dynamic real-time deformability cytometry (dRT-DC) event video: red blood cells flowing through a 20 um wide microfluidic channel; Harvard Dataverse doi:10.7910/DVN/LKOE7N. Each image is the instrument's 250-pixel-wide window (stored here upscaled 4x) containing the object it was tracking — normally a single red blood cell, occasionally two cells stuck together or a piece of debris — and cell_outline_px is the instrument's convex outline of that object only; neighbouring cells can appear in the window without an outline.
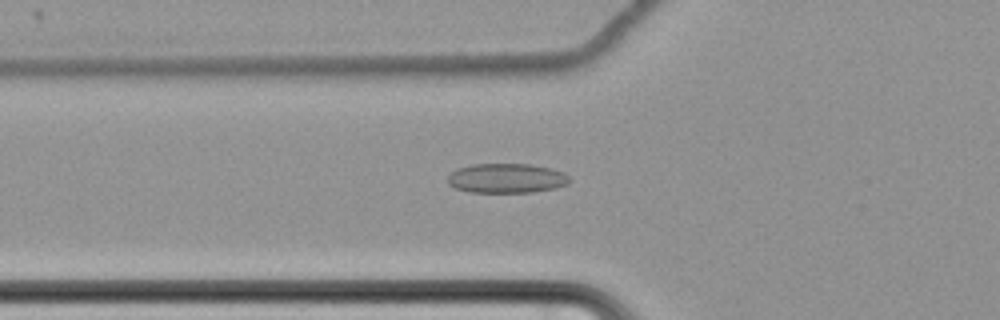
{"species": "common noctule bat (a hibernating species)", "species_latin": "Nyctalus noctula", "temperature_condition": "cold", "stored_images_in_passage": 64, "camera_frame_rate_fps": 3000, "um_per_image_px": 0.085, "animal": {"sex": "female", "body_mass_g": 22.7, "forearm_length_mm": 54.2}, "frame": {"image": 1, "passage_image": 26, "time_ms": 8.333, "image_size_px": [1000, 320], "cell_outline_px": [[568, 184], [556, 188], [532, 192], [468, 192], [456, 188], [448, 184], [448, 176], [456, 168], [472, 164], [528, 164], [552, 168], [564, 172], [568, 176]], "centroid_in_image_um": [43.05, 15.15], "position_along_channel_um": 82.8, "area_um2": 21.04}}
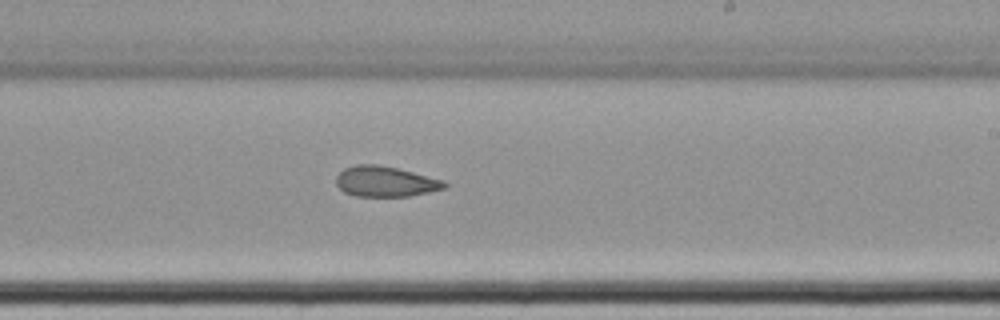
{"frame": {"image": 2, "passage_image": 41, "time_ms": 13.333, "image_size_px": [1000, 320], "cell_outline_px": [[448, 188], [408, 196], [356, 196], [344, 192], [336, 184], [336, 176], [344, 168], [356, 164], [376, 164], [396, 168], [444, 180], [448, 184]], "centroid_in_image_um": [32.76, 15.43], "position_along_channel_um": 256.2, "area_um2": 19.19}}
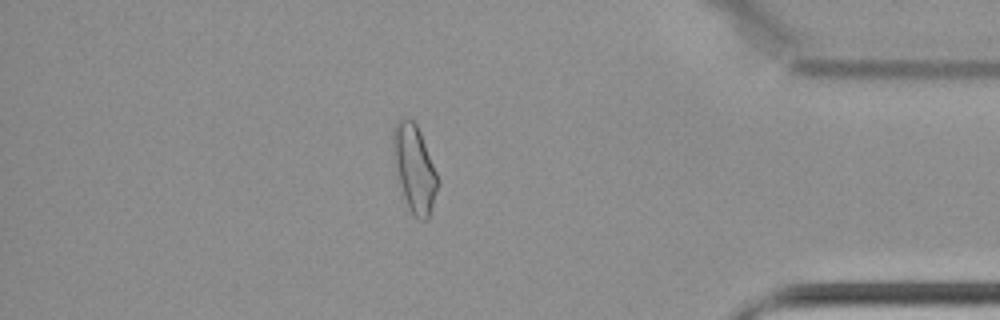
{"frame": {"image": 3, "passage_image": 56, "time_ms": 18.333, "image_size_px": [1000, 320], "cell_outline_px": [[440, 184], [428, 220], [424, 220], [416, 216], [408, 208], [400, 184], [392, 144], [392, 132], [400, 116], [404, 116], [412, 120], [416, 124], [420, 132], [440, 180]], "centroid_in_image_um": [35.25, 14.3], "position_along_channel_um": 399.9, "area_um2": 22.43}, "authors_computed_cell_mechanics": {"area_um2": 21.5594, "velocity_mm_per_s": 3.4754, "shape_relaxation_time_tau1_ms": null, "shape_relaxation_time_tau2_ms": 5.2811, "deformation_change_tau1": null, "deformation_change_tau2": 0.1032}}